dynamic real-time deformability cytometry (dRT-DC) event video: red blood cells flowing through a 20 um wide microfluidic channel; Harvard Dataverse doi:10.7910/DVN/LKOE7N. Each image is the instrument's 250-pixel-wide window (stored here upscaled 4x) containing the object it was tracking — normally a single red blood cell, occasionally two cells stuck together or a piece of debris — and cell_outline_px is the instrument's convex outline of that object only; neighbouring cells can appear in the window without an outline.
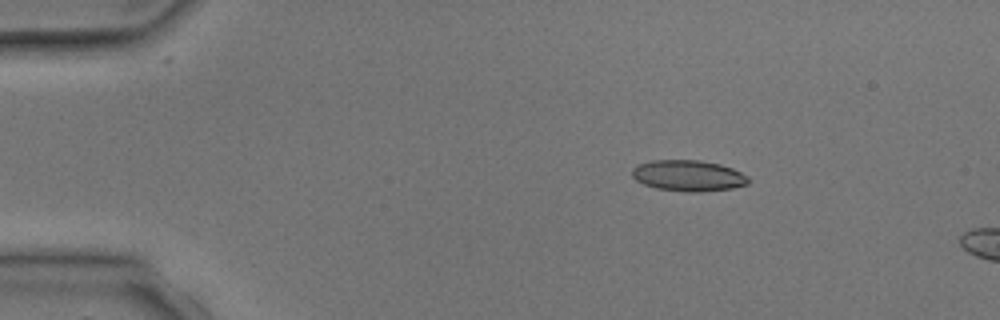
{"species": "common noctule bat (a hibernating species)", "species_latin": "Nyctalus noctula", "temperature_condition": "room temperature", "stored_images_in_passage": 2, "camera_frame_rate_fps": 3000, "um_per_image_px": 0.085, "animal": {"sex": "male", "body_mass_g": 17.9, "forearm_length_mm": 54.2}, "frame": {"image": 1, "passage_image": 1, "time_ms": 0.0, "image_size_px": [1000, 320], "cell_outline_px": [[748, 184], [732, 188], [696, 192], [688, 192], [656, 188], [644, 184], [636, 180], [632, 176], [632, 168], [636, 164], [652, 160], [700, 160], [720, 164], [732, 168], [748, 176]], "centroid_in_image_um": [58.48, 14.92], "position_along_channel_um": 26.5, "area_um2": 21.04}}